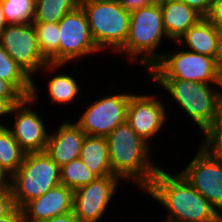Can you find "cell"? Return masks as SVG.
Here are the masks:
<instances>
[{
    "label": "cell",
    "mask_w": 222,
    "mask_h": 222,
    "mask_svg": "<svg viewBox=\"0 0 222 222\" xmlns=\"http://www.w3.org/2000/svg\"><path fill=\"white\" fill-rule=\"evenodd\" d=\"M160 168L150 185L141 193L148 194L167 215L162 222H215L222 215L179 172Z\"/></svg>",
    "instance_id": "obj_1"
},
{
    "label": "cell",
    "mask_w": 222,
    "mask_h": 222,
    "mask_svg": "<svg viewBox=\"0 0 222 222\" xmlns=\"http://www.w3.org/2000/svg\"><path fill=\"white\" fill-rule=\"evenodd\" d=\"M106 140L113 175L129 185L135 183L139 192L144 191L161 168L150 153L156 143L151 146L127 122L118 125Z\"/></svg>",
    "instance_id": "obj_2"
},
{
    "label": "cell",
    "mask_w": 222,
    "mask_h": 222,
    "mask_svg": "<svg viewBox=\"0 0 222 222\" xmlns=\"http://www.w3.org/2000/svg\"><path fill=\"white\" fill-rule=\"evenodd\" d=\"M172 42L164 29L162 8L152 2L150 5L130 11V25L125 45L115 55L128 63L142 64L147 71L160 59L161 50L166 41ZM163 43V44H162ZM128 58V59H127Z\"/></svg>",
    "instance_id": "obj_3"
},
{
    "label": "cell",
    "mask_w": 222,
    "mask_h": 222,
    "mask_svg": "<svg viewBox=\"0 0 222 222\" xmlns=\"http://www.w3.org/2000/svg\"><path fill=\"white\" fill-rule=\"evenodd\" d=\"M80 6L87 16L97 48L102 53L108 51L116 54L125 45L128 36L130 11L120 2L80 0Z\"/></svg>",
    "instance_id": "obj_4"
},
{
    "label": "cell",
    "mask_w": 222,
    "mask_h": 222,
    "mask_svg": "<svg viewBox=\"0 0 222 222\" xmlns=\"http://www.w3.org/2000/svg\"><path fill=\"white\" fill-rule=\"evenodd\" d=\"M164 89L202 133L210 124L220 103L215 84L191 82L182 79H149Z\"/></svg>",
    "instance_id": "obj_5"
},
{
    "label": "cell",
    "mask_w": 222,
    "mask_h": 222,
    "mask_svg": "<svg viewBox=\"0 0 222 222\" xmlns=\"http://www.w3.org/2000/svg\"><path fill=\"white\" fill-rule=\"evenodd\" d=\"M59 184L60 167L45 151L26 153L23 163L11 179L16 207L21 209L30 200L40 197Z\"/></svg>",
    "instance_id": "obj_6"
},
{
    "label": "cell",
    "mask_w": 222,
    "mask_h": 222,
    "mask_svg": "<svg viewBox=\"0 0 222 222\" xmlns=\"http://www.w3.org/2000/svg\"><path fill=\"white\" fill-rule=\"evenodd\" d=\"M172 43L178 47L174 51L164 50L160 59L147 72L150 79H182L215 84L219 64L216 59L186 50L177 42Z\"/></svg>",
    "instance_id": "obj_7"
},
{
    "label": "cell",
    "mask_w": 222,
    "mask_h": 222,
    "mask_svg": "<svg viewBox=\"0 0 222 222\" xmlns=\"http://www.w3.org/2000/svg\"><path fill=\"white\" fill-rule=\"evenodd\" d=\"M32 80V91L28 98H24L19 104L14 105L11 114V126L7 128L11 131L19 146L26 152H44L49 138L47 122H44L42 115L33 110L35 103L39 100V87ZM34 105V106H33ZM33 106V107H31ZM47 124V125H46Z\"/></svg>",
    "instance_id": "obj_8"
},
{
    "label": "cell",
    "mask_w": 222,
    "mask_h": 222,
    "mask_svg": "<svg viewBox=\"0 0 222 222\" xmlns=\"http://www.w3.org/2000/svg\"><path fill=\"white\" fill-rule=\"evenodd\" d=\"M113 93L102 94L94 102L84 103L86 110L74 122L86 135L106 137L118 125L126 122L127 107L133 92Z\"/></svg>",
    "instance_id": "obj_9"
},
{
    "label": "cell",
    "mask_w": 222,
    "mask_h": 222,
    "mask_svg": "<svg viewBox=\"0 0 222 222\" xmlns=\"http://www.w3.org/2000/svg\"><path fill=\"white\" fill-rule=\"evenodd\" d=\"M59 64H77L89 55L102 53L93 41L87 16L79 5L59 22ZM84 58V59H83Z\"/></svg>",
    "instance_id": "obj_10"
},
{
    "label": "cell",
    "mask_w": 222,
    "mask_h": 222,
    "mask_svg": "<svg viewBox=\"0 0 222 222\" xmlns=\"http://www.w3.org/2000/svg\"><path fill=\"white\" fill-rule=\"evenodd\" d=\"M0 45L32 80L49 63L39 50L33 23L7 25L0 32Z\"/></svg>",
    "instance_id": "obj_11"
},
{
    "label": "cell",
    "mask_w": 222,
    "mask_h": 222,
    "mask_svg": "<svg viewBox=\"0 0 222 222\" xmlns=\"http://www.w3.org/2000/svg\"><path fill=\"white\" fill-rule=\"evenodd\" d=\"M198 147L186 167L178 172L222 215V157Z\"/></svg>",
    "instance_id": "obj_12"
},
{
    "label": "cell",
    "mask_w": 222,
    "mask_h": 222,
    "mask_svg": "<svg viewBox=\"0 0 222 222\" xmlns=\"http://www.w3.org/2000/svg\"><path fill=\"white\" fill-rule=\"evenodd\" d=\"M124 182L116 175L98 177L74 191L73 212L80 222H100L105 218L118 187ZM119 185V186H118ZM118 190V191H117ZM102 219V220H101Z\"/></svg>",
    "instance_id": "obj_13"
},
{
    "label": "cell",
    "mask_w": 222,
    "mask_h": 222,
    "mask_svg": "<svg viewBox=\"0 0 222 222\" xmlns=\"http://www.w3.org/2000/svg\"><path fill=\"white\" fill-rule=\"evenodd\" d=\"M162 99L144 92V94L133 93L129 99L127 107L126 122L150 145L156 140L160 131L164 130L167 120H169L167 104ZM157 136V137H156ZM155 137V138H154Z\"/></svg>",
    "instance_id": "obj_14"
},
{
    "label": "cell",
    "mask_w": 222,
    "mask_h": 222,
    "mask_svg": "<svg viewBox=\"0 0 222 222\" xmlns=\"http://www.w3.org/2000/svg\"><path fill=\"white\" fill-rule=\"evenodd\" d=\"M73 196L72 189L59 184L21 208L23 222H42L73 211Z\"/></svg>",
    "instance_id": "obj_15"
},
{
    "label": "cell",
    "mask_w": 222,
    "mask_h": 222,
    "mask_svg": "<svg viewBox=\"0 0 222 222\" xmlns=\"http://www.w3.org/2000/svg\"><path fill=\"white\" fill-rule=\"evenodd\" d=\"M65 119L56 130L49 133L46 154L59 166L80 157L81 148L87 136L73 121Z\"/></svg>",
    "instance_id": "obj_16"
},
{
    "label": "cell",
    "mask_w": 222,
    "mask_h": 222,
    "mask_svg": "<svg viewBox=\"0 0 222 222\" xmlns=\"http://www.w3.org/2000/svg\"><path fill=\"white\" fill-rule=\"evenodd\" d=\"M176 42L186 50L208 55L220 62L221 29L207 17L192 25Z\"/></svg>",
    "instance_id": "obj_17"
},
{
    "label": "cell",
    "mask_w": 222,
    "mask_h": 222,
    "mask_svg": "<svg viewBox=\"0 0 222 222\" xmlns=\"http://www.w3.org/2000/svg\"><path fill=\"white\" fill-rule=\"evenodd\" d=\"M65 64H53L48 63L45 67L40 71L42 74L44 72L45 76L47 74H53L54 77L46 81V87L48 89L49 97H51V102L57 103L58 105H71L76 103V99L80 98V93L83 89L80 87V83L78 81V77H74V75H69L68 73H60L59 69H64ZM43 71V72H42ZM46 72V73H45ZM54 72H58L54 73ZM56 74V75H55Z\"/></svg>",
    "instance_id": "obj_18"
},
{
    "label": "cell",
    "mask_w": 222,
    "mask_h": 222,
    "mask_svg": "<svg viewBox=\"0 0 222 222\" xmlns=\"http://www.w3.org/2000/svg\"><path fill=\"white\" fill-rule=\"evenodd\" d=\"M162 8L163 26L168 38L176 42L202 16L184 2L171 0L160 5Z\"/></svg>",
    "instance_id": "obj_19"
},
{
    "label": "cell",
    "mask_w": 222,
    "mask_h": 222,
    "mask_svg": "<svg viewBox=\"0 0 222 222\" xmlns=\"http://www.w3.org/2000/svg\"><path fill=\"white\" fill-rule=\"evenodd\" d=\"M80 158L98 177L113 175L106 137L87 135L81 148Z\"/></svg>",
    "instance_id": "obj_20"
},
{
    "label": "cell",
    "mask_w": 222,
    "mask_h": 222,
    "mask_svg": "<svg viewBox=\"0 0 222 222\" xmlns=\"http://www.w3.org/2000/svg\"><path fill=\"white\" fill-rule=\"evenodd\" d=\"M0 79L9 82L24 98L32 91V79L0 45Z\"/></svg>",
    "instance_id": "obj_21"
},
{
    "label": "cell",
    "mask_w": 222,
    "mask_h": 222,
    "mask_svg": "<svg viewBox=\"0 0 222 222\" xmlns=\"http://www.w3.org/2000/svg\"><path fill=\"white\" fill-rule=\"evenodd\" d=\"M79 5L80 0H36L33 23H57Z\"/></svg>",
    "instance_id": "obj_22"
},
{
    "label": "cell",
    "mask_w": 222,
    "mask_h": 222,
    "mask_svg": "<svg viewBox=\"0 0 222 222\" xmlns=\"http://www.w3.org/2000/svg\"><path fill=\"white\" fill-rule=\"evenodd\" d=\"M37 43L43 57L53 64H59V26L57 23H33Z\"/></svg>",
    "instance_id": "obj_23"
},
{
    "label": "cell",
    "mask_w": 222,
    "mask_h": 222,
    "mask_svg": "<svg viewBox=\"0 0 222 222\" xmlns=\"http://www.w3.org/2000/svg\"><path fill=\"white\" fill-rule=\"evenodd\" d=\"M25 154L7 126L0 127V166L13 175L23 163Z\"/></svg>",
    "instance_id": "obj_24"
},
{
    "label": "cell",
    "mask_w": 222,
    "mask_h": 222,
    "mask_svg": "<svg viewBox=\"0 0 222 222\" xmlns=\"http://www.w3.org/2000/svg\"><path fill=\"white\" fill-rule=\"evenodd\" d=\"M97 178L98 176L85 166L80 157L60 167L61 184L73 191L90 184Z\"/></svg>",
    "instance_id": "obj_25"
},
{
    "label": "cell",
    "mask_w": 222,
    "mask_h": 222,
    "mask_svg": "<svg viewBox=\"0 0 222 222\" xmlns=\"http://www.w3.org/2000/svg\"><path fill=\"white\" fill-rule=\"evenodd\" d=\"M36 0H2L5 19L10 24L33 23Z\"/></svg>",
    "instance_id": "obj_26"
},
{
    "label": "cell",
    "mask_w": 222,
    "mask_h": 222,
    "mask_svg": "<svg viewBox=\"0 0 222 222\" xmlns=\"http://www.w3.org/2000/svg\"><path fill=\"white\" fill-rule=\"evenodd\" d=\"M200 146L216 156L222 157V102L219 103L211 124L201 133Z\"/></svg>",
    "instance_id": "obj_27"
},
{
    "label": "cell",
    "mask_w": 222,
    "mask_h": 222,
    "mask_svg": "<svg viewBox=\"0 0 222 222\" xmlns=\"http://www.w3.org/2000/svg\"><path fill=\"white\" fill-rule=\"evenodd\" d=\"M0 98H6L13 106L19 104L24 97L9 83L0 79Z\"/></svg>",
    "instance_id": "obj_28"
},
{
    "label": "cell",
    "mask_w": 222,
    "mask_h": 222,
    "mask_svg": "<svg viewBox=\"0 0 222 222\" xmlns=\"http://www.w3.org/2000/svg\"><path fill=\"white\" fill-rule=\"evenodd\" d=\"M15 208L12 191H0V218L9 215Z\"/></svg>",
    "instance_id": "obj_29"
},
{
    "label": "cell",
    "mask_w": 222,
    "mask_h": 222,
    "mask_svg": "<svg viewBox=\"0 0 222 222\" xmlns=\"http://www.w3.org/2000/svg\"><path fill=\"white\" fill-rule=\"evenodd\" d=\"M184 2L189 7L198 12L202 17H207L209 14L212 0H178Z\"/></svg>",
    "instance_id": "obj_30"
},
{
    "label": "cell",
    "mask_w": 222,
    "mask_h": 222,
    "mask_svg": "<svg viewBox=\"0 0 222 222\" xmlns=\"http://www.w3.org/2000/svg\"><path fill=\"white\" fill-rule=\"evenodd\" d=\"M207 18L222 30V0H212Z\"/></svg>",
    "instance_id": "obj_31"
},
{
    "label": "cell",
    "mask_w": 222,
    "mask_h": 222,
    "mask_svg": "<svg viewBox=\"0 0 222 222\" xmlns=\"http://www.w3.org/2000/svg\"><path fill=\"white\" fill-rule=\"evenodd\" d=\"M119 2L125 9L132 11L150 5L154 0H120Z\"/></svg>",
    "instance_id": "obj_32"
},
{
    "label": "cell",
    "mask_w": 222,
    "mask_h": 222,
    "mask_svg": "<svg viewBox=\"0 0 222 222\" xmlns=\"http://www.w3.org/2000/svg\"><path fill=\"white\" fill-rule=\"evenodd\" d=\"M13 108V105L6 99V98H0V121L4 120L3 118L5 117H12L11 114V110ZM5 116V117H4ZM3 117V118H2ZM0 122V127H6L8 126L7 124L5 125L6 122Z\"/></svg>",
    "instance_id": "obj_33"
},
{
    "label": "cell",
    "mask_w": 222,
    "mask_h": 222,
    "mask_svg": "<svg viewBox=\"0 0 222 222\" xmlns=\"http://www.w3.org/2000/svg\"><path fill=\"white\" fill-rule=\"evenodd\" d=\"M12 175L0 166V191L11 190Z\"/></svg>",
    "instance_id": "obj_34"
},
{
    "label": "cell",
    "mask_w": 222,
    "mask_h": 222,
    "mask_svg": "<svg viewBox=\"0 0 222 222\" xmlns=\"http://www.w3.org/2000/svg\"><path fill=\"white\" fill-rule=\"evenodd\" d=\"M42 222H80L73 211L57 215L51 219Z\"/></svg>",
    "instance_id": "obj_35"
},
{
    "label": "cell",
    "mask_w": 222,
    "mask_h": 222,
    "mask_svg": "<svg viewBox=\"0 0 222 222\" xmlns=\"http://www.w3.org/2000/svg\"><path fill=\"white\" fill-rule=\"evenodd\" d=\"M0 222H23L21 209L16 207L9 215L0 218Z\"/></svg>",
    "instance_id": "obj_36"
},
{
    "label": "cell",
    "mask_w": 222,
    "mask_h": 222,
    "mask_svg": "<svg viewBox=\"0 0 222 222\" xmlns=\"http://www.w3.org/2000/svg\"><path fill=\"white\" fill-rule=\"evenodd\" d=\"M215 87L219 101L222 102V62H219L217 67Z\"/></svg>",
    "instance_id": "obj_37"
},
{
    "label": "cell",
    "mask_w": 222,
    "mask_h": 222,
    "mask_svg": "<svg viewBox=\"0 0 222 222\" xmlns=\"http://www.w3.org/2000/svg\"><path fill=\"white\" fill-rule=\"evenodd\" d=\"M8 25L2 9V0H0V32Z\"/></svg>",
    "instance_id": "obj_38"
},
{
    "label": "cell",
    "mask_w": 222,
    "mask_h": 222,
    "mask_svg": "<svg viewBox=\"0 0 222 222\" xmlns=\"http://www.w3.org/2000/svg\"><path fill=\"white\" fill-rule=\"evenodd\" d=\"M171 0H154V2L158 3L159 5L166 3V2H170Z\"/></svg>",
    "instance_id": "obj_39"
},
{
    "label": "cell",
    "mask_w": 222,
    "mask_h": 222,
    "mask_svg": "<svg viewBox=\"0 0 222 222\" xmlns=\"http://www.w3.org/2000/svg\"><path fill=\"white\" fill-rule=\"evenodd\" d=\"M220 62H222V30H221V56H220Z\"/></svg>",
    "instance_id": "obj_40"
},
{
    "label": "cell",
    "mask_w": 222,
    "mask_h": 222,
    "mask_svg": "<svg viewBox=\"0 0 222 222\" xmlns=\"http://www.w3.org/2000/svg\"><path fill=\"white\" fill-rule=\"evenodd\" d=\"M98 1H104V2H119L120 0H98Z\"/></svg>",
    "instance_id": "obj_41"
},
{
    "label": "cell",
    "mask_w": 222,
    "mask_h": 222,
    "mask_svg": "<svg viewBox=\"0 0 222 222\" xmlns=\"http://www.w3.org/2000/svg\"><path fill=\"white\" fill-rule=\"evenodd\" d=\"M215 222H222V216Z\"/></svg>",
    "instance_id": "obj_42"
}]
</instances>
